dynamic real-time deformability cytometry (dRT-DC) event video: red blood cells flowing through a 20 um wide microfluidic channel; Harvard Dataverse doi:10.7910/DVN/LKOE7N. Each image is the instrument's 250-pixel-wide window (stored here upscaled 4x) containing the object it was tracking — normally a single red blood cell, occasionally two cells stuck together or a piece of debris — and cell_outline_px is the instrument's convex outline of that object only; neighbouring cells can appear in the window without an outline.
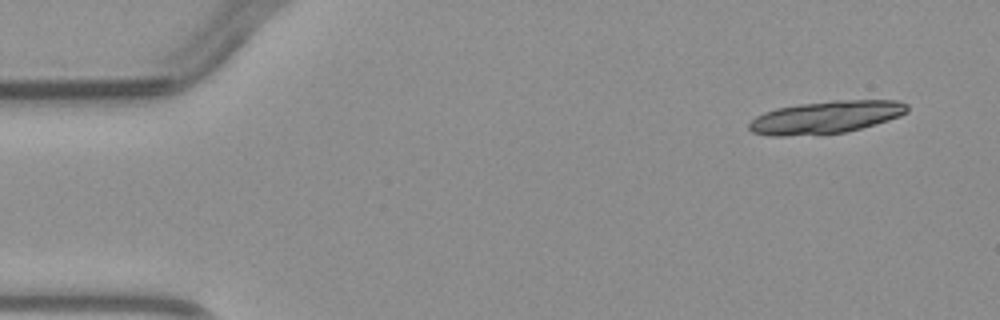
{"species": "common noctule bat (a hibernating species)", "species_latin": "Nyctalus noctula", "temperature_condition": "warm", "stored_images_in_passage": 2, "camera_frame_rate_fps": 3000, "um_per_image_px": 0.085, "animal": {"sex": "male", "body_mass_g": 23.1, "forearm_length_mm": 52.7}, "frame": {"image": 1, "passage_image": 1, "time_ms": 0.0, "image_size_px": [1000, 320], "cell_outline_px": [[908, 112], [900, 116], [888, 120], [860, 128], [844, 132], [784, 136], [768, 136], [752, 132], [748, 128], [748, 124], [756, 116], [764, 112], [776, 108], [800, 104], [832, 100], [900, 100], [908, 104]], "centroid_in_image_um": [70.2, 9.95], "position_along_channel_um": 14.8, "area_um2": 29.94}}